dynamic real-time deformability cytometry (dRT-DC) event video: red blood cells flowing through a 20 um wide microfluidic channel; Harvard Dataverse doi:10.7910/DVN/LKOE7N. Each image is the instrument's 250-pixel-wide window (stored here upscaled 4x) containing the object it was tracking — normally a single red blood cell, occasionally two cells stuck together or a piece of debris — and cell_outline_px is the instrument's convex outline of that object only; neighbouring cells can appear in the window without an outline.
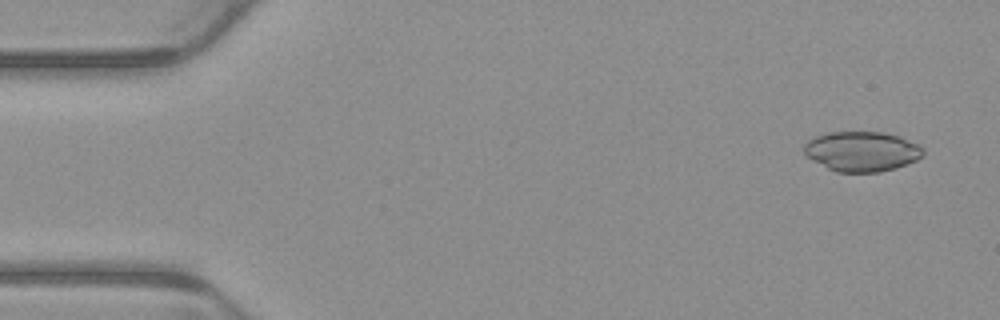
{"species": "common noctule bat (a hibernating species)", "species_latin": "Nyctalus noctula", "temperature_condition": "warm", "stored_images_in_passage": 5, "camera_frame_rate_fps": 3000, "um_per_image_px": 0.085, "animal": {"sex": "male", "body_mass_g": 23.1, "forearm_length_mm": 52.7}, "frame": {"image": 1, "passage_image": 1, "time_ms": 0.0, "image_size_px": [1000, 320], "cell_outline_px": [[924, 156], [908, 164], [896, 168], [880, 172], [836, 172], [804, 156], [804, 144], [808, 140], [816, 136], [828, 132], [884, 132], [900, 136], [920, 144], [924, 148]], "centroid_in_image_um": [73.28, 12.86], "position_along_channel_um": 11.7, "area_um2": 28.09}}
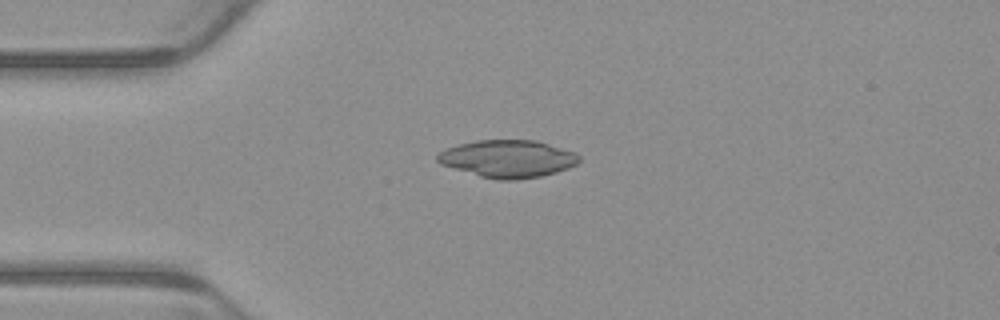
{"frame": {"image": 2, "passage_image": 3, "time_ms": 0.667, "image_size_px": [1000, 320], "cell_outline_px": [[580, 160], [576, 164], [568, 168], [556, 172], [540, 176], [516, 180], [500, 180], [480, 176], [440, 164], [436, 160], [436, 156], [440, 152], [448, 148], [460, 144], [476, 140], [536, 140], [576, 152], [580, 156]], "centroid_in_image_um": [43.18, 13.49], "position_along_channel_um": 41.8, "area_um2": 30.81}}